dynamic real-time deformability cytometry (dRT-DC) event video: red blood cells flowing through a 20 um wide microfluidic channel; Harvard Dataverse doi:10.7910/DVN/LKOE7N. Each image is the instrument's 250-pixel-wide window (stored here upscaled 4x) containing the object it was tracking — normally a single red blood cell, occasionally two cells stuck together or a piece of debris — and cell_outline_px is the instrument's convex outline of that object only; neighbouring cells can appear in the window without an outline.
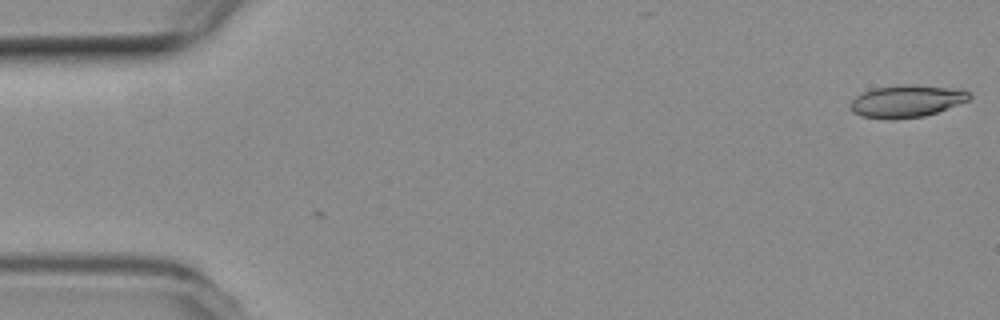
{"species": "common noctule bat (a hibernating species)", "species_latin": "Nyctalus noctula", "temperature_condition": "room temperature", "stored_images_in_passage": 52, "camera_frame_rate_fps": 3000, "um_per_image_px": 0.085, "animal": {"sex": "female", "body_mass_g": 19.3, "forearm_length_mm": 54.1}, "frame": {"image": 1, "passage_image": 1, "time_ms": 0.0, "image_size_px": [1000, 320], "cell_outline_px": [[972, 96], [968, 100], [936, 112], [924, 116], [896, 120], [888, 120], [860, 116], [852, 112], [848, 104], [856, 96], [864, 92], [876, 88], [904, 84], [908, 84], [964, 88]], "centroid_in_image_um": [77.05, 8.6], "position_along_channel_um": 7.9, "area_um2": 22.66}}
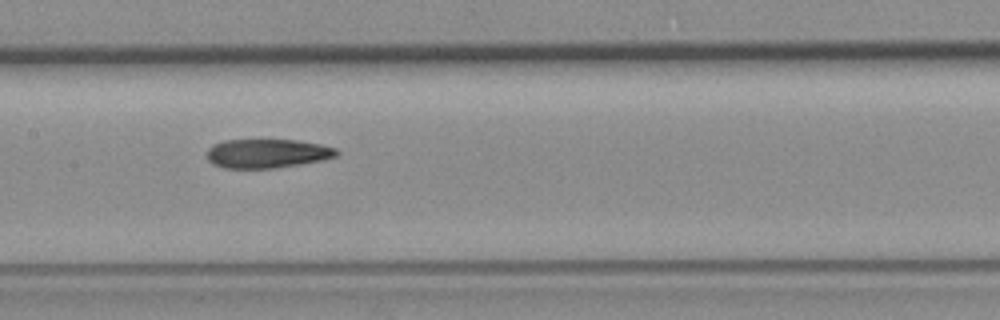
{"frame": {"image": 2, "passage_image": 26, "time_ms": 8.333, "image_size_px": [1000, 320], "cell_outline_px": [[340, 152], [336, 156], [320, 160], [300, 164], [272, 168], [224, 168], [212, 164], [208, 160], [208, 148], [212, 144], [224, 140], [296, 140], [320, 144], [336, 148]], "centroid_in_image_um": [22.69, 13.04], "position_along_channel_um": 184.7, "area_um2": 21.85}}
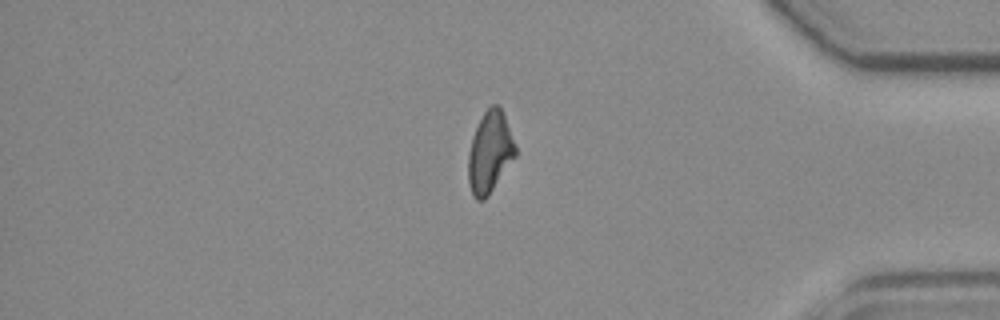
{"frame": {"image": 3, "passage_image": 45, "time_ms": 14.667, "image_size_px": [1000, 320], "cell_outline_px": [[516, 156], [488, 196], [484, 200], [476, 200], [472, 196], [468, 184], [468, 152], [472, 136], [484, 112], [492, 104], [496, 104], [500, 108], [504, 116], [516, 148]], "centroid_in_image_um": [41.61, 12.99], "position_along_channel_um": 393.6, "area_um2": 22.2}, "authors_computed_cell_mechanics": {"area_um2": 22.542, "velocity_mm_per_s": 3.7951, "shape_relaxation_time_tau1_ms": null, "shape_relaxation_time_tau2_ms": 3.8426, "deformation_change_tau1": null, "deformation_change_tau2": 0.1113}}